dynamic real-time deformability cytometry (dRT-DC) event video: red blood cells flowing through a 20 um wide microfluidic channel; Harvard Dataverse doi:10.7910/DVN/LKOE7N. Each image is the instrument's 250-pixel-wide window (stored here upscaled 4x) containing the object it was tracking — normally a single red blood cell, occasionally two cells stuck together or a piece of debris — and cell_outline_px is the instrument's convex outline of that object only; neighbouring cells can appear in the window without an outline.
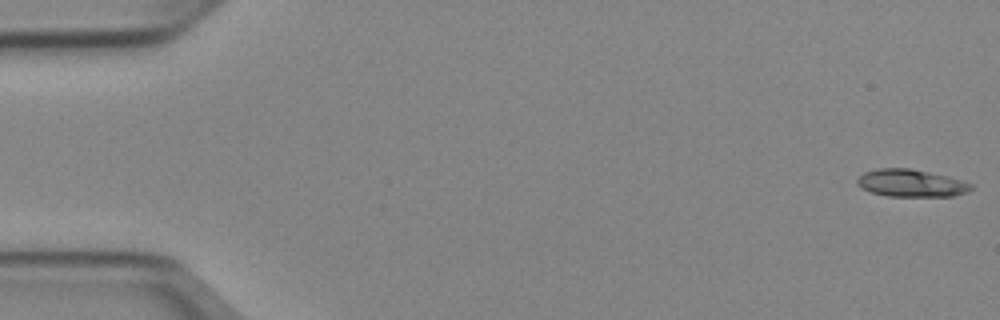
{"species": "Egyptian fruit bat (a non-hibernating species)", "species_latin": "Rousettus aegyptiacus", "temperature_condition": "cold", "stored_images_in_passage": 51, "camera_frame_rate_fps": 3000, "um_per_image_px": 0.085, "animal": {"sex": "female"}, "frame": {"image": 1, "passage_image": 1, "time_ms": 0.0, "image_size_px": [1000, 320], "cell_outline_px": [[972, 188], [968, 192], [952, 196], [888, 196], [872, 192], [860, 188], [856, 184], [856, 180], [864, 172], [880, 168], [908, 168], [948, 176], [972, 184]], "centroid_in_image_um": [77.42, 15.57], "position_along_channel_um": 7.6, "area_um2": 18.09}}
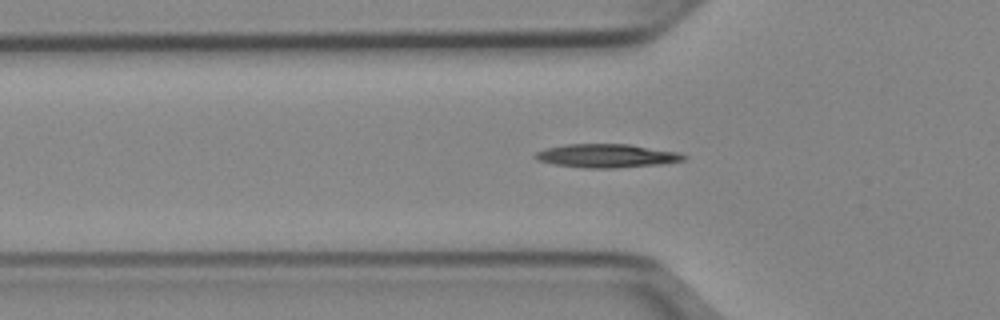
{"frame": {"image": 2, "passage_image": 17, "time_ms": 5.333, "image_size_px": [1000, 320], "cell_outline_px": [[688, 156], [684, 160], [664, 164], [616, 168], [584, 168], [552, 164], [536, 160], [532, 156], [536, 152], [544, 148], [568, 144], [628, 144], [680, 152]], "centroid_in_image_um": [51.56, 13.25], "position_along_channel_um": 74.2, "area_um2": 20.69}}
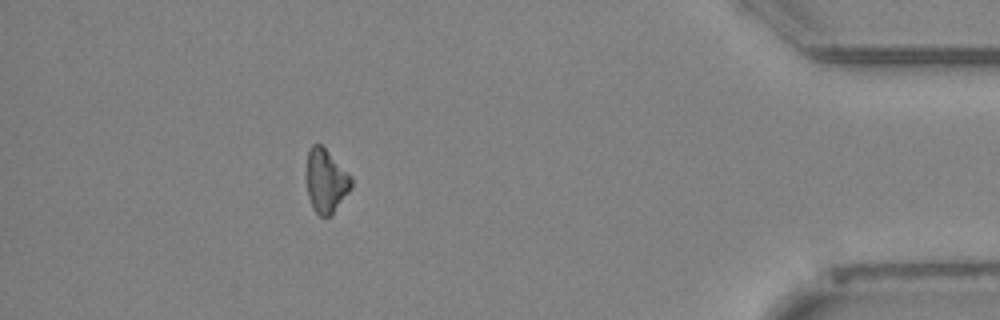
{"frame": {"image": 3, "passage_image": 46, "time_ms": 15.0, "image_size_px": [1000, 320], "cell_outline_px": [[352, 188], [332, 212], [328, 216], [320, 216], [312, 208], [308, 196], [304, 176], [304, 172], [308, 152], [312, 144], [320, 144], [352, 176]], "centroid_in_image_um": [27.66, 15.36], "position_along_channel_um": 407.5, "area_um2": 16.76}, "authors_computed_cell_mechanics": {"area_um2": 18.2648, "velocity_mm_per_s": 3.9619, "shape_relaxation_time_tau1_ms": 7.82, "shape_relaxation_time_tau2_ms": null, "deformation_change_tau1": 0.146, "deformation_change_tau2": null}}